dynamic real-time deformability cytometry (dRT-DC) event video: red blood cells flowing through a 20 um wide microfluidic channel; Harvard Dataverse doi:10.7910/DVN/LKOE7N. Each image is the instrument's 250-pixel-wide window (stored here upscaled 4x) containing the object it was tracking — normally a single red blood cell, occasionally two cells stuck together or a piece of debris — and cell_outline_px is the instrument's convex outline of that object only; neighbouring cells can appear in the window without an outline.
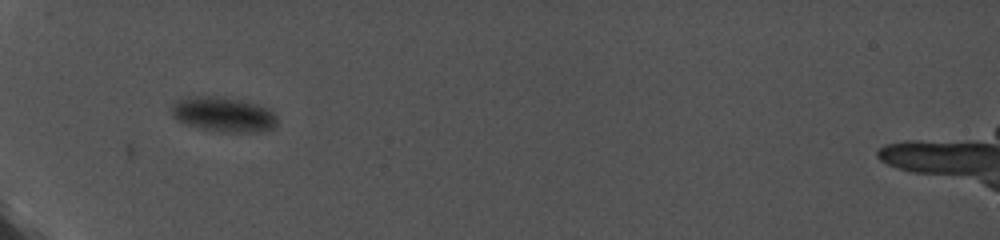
{"species": "common noctule bat (a hibernating species)", "species_latin": "Nyctalus noctula", "temperature_condition": "cold", "stored_images_in_passage": 4, "camera_frame_rate_fps": 5000, "um_per_image_px": 0.085, "animal": {"sex": "female", "body_mass_g": 19.0, "forearm_length_mm": 56.7}, "frame": {"image": 1, "passage_image": 1, "time_ms": 0.0, "image_size_px": [1000, 240], "cell_outline_px": [[276, 124], [272, 128], [260, 132], [220, 132], [188, 124], [172, 116], [172, 108], [176, 100], [180, 96], [220, 96], [240, 100], [256, 104], [272, 112], [276, 116]], "centroid_in_image_um": [18.96, 9.71], "position_along_channel_um": 66.0, "area_um2": 21.21}}